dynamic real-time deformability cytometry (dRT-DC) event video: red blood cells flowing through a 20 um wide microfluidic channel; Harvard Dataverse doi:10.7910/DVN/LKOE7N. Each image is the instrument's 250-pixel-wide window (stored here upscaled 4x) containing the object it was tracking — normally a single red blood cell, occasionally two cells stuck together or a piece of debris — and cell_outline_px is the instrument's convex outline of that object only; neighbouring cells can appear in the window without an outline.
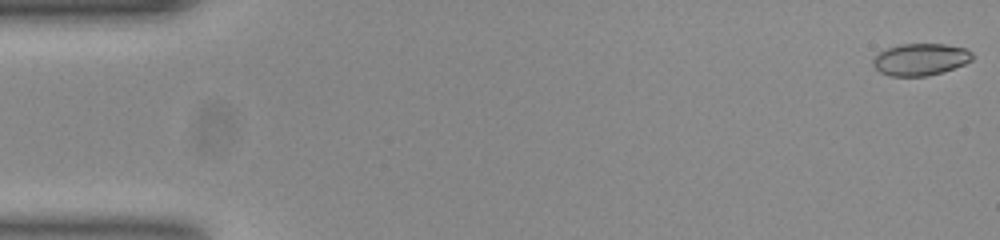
{"species": "common noctule bat (a hibernating species)", "species_latin": "Nyctalus noctula", "temperature_condition": "room temperature", "stored_images_in_passage": 53, "camera_frame_rate_fps": 3000, "um_per_image_px": 0.085, "animal": {"sex": "female", "body_mass_g": 23.0, "forearm_length_mm": 53.4}, "frame": {"image": 1, "passage_image": 1, "time_ms": 0.0, "image_size_px": [1000, 240], "cell_outline_px": [[972, 60], [964, 64], [940, 72], [924, 76], [892, 76], [880, 72], [872, 64], [872, 60], [880, 52], [888, 48], [900, 44], [944, 44], [964, 48], [972, 52]], "centroid_in_image_um": [78.22, 5.04], "position_along_channel_um": 6.8, "area_um2": 18.21}}
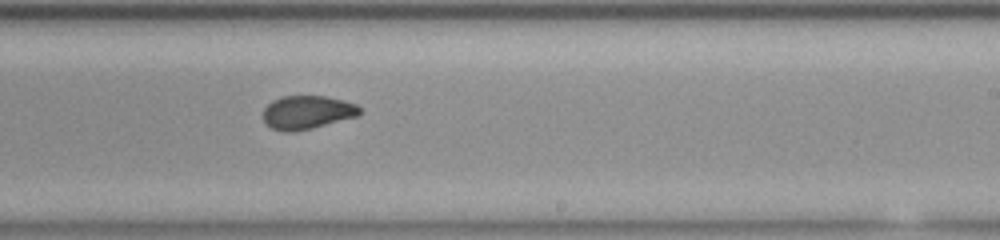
{"frame": {"image": 2, "passage_image": 32, "time_ms": 10.333, "image_size_px": [1000, 240], "cell_outline_px": [[360, 112], [356, 116], [312, 128], [292, 132], [284, 132], [272, 128], [264, 120], [264, 108], [272, 100], [280, 96], [324, 96], [344, 100], [356, 104], [360, 108]], "centroid_in_image_um": [26.09, 9.54], "position_along_channel_um": 262.9, "area_um2": 18.67}}
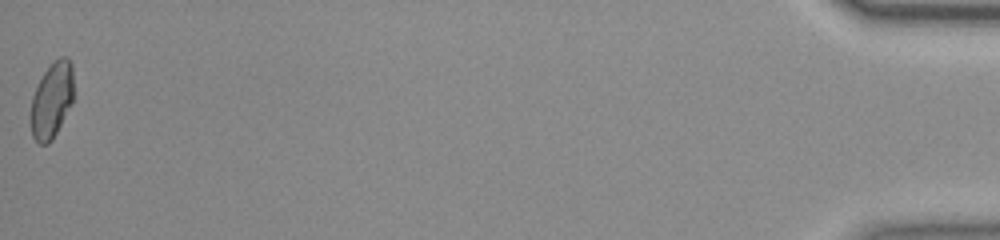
{"frame": {"image": 3, "passage_image": 53, "time_ms": 17.333, "image_size_px": [1000, 240], "cell_outline_px": [[72, 104], [52, 140], [48, 144], [40, 144], [32, 136], [32, 96], [44, 72], [60, 56], [68, 56], [72, 64]], "centroid_in_image_um": [4.42, 8.51], "position_along_channel_um": 430.8, "area_um2": 18.5}, "authors_computed_cell_mechanics": {"area_um2": 19.1318, "velocity_mm_per_s": 3.8725, "shape_relaxation_time_tau1_ms": 10.7621, "shape_relaxation_time_tau2_ms": 1.0286, "deformation_change_tau1": 0.2137, "deformation_change_tau2": 0.0437}}